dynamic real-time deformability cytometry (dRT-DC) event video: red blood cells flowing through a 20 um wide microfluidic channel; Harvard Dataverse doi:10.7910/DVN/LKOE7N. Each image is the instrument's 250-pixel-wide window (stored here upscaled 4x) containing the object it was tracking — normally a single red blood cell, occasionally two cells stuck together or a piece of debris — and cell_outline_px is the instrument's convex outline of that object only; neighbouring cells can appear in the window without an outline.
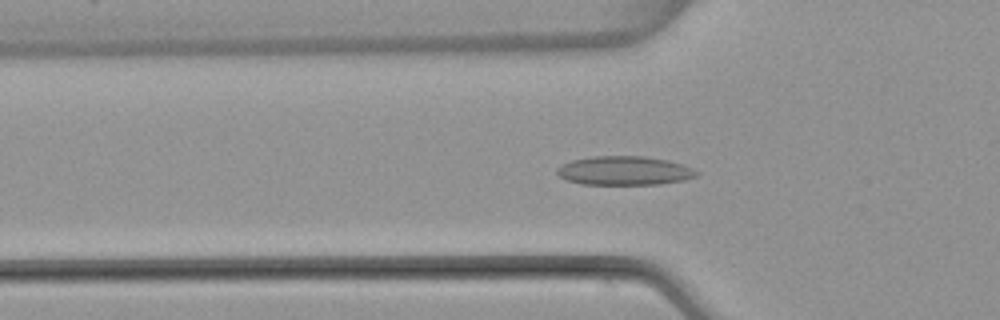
{"species": "common noctule bat (a hibernating species)", "species_latin": "Nyctalus noctula", "temperature_condition": "warm", "stored_images_in_passage": 50, "camera_frame_rate_fps": 3000, "um_per_image_px": 0.085, "animal": {"sex": "female", "body_mass_g": 22.7, "forearm_length_mm": 54.2}, "frame": {"image": 1, "passage_image": 16, "time_ms": 5.0, "image_size_px": [1000, 320], "cell_outline_px": [[700, 172], [696, 176], [684, 180], [660, 184], [580, 184], [568, 180], [560, 176], [556, 172], [556, 168], [572, 160], [592, 156], [644, 156], [668, 160], [692, 168]], "centroid_in_image_um": [53.08, 14.5], "position_along_channel_um": 72.7, "area_um2": 23.41}}
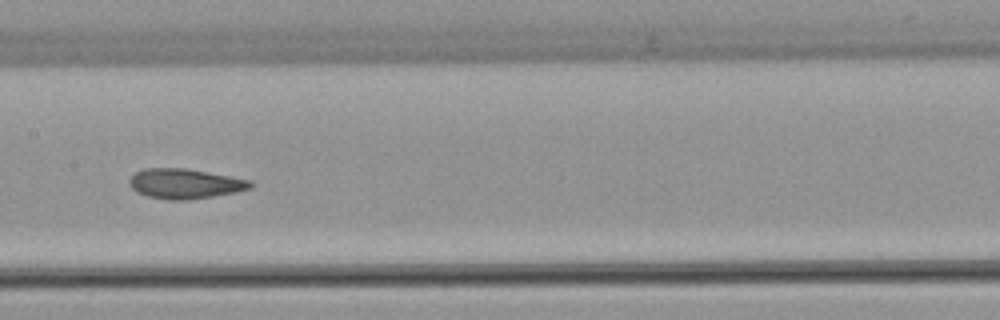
{"frame": {"image": 2, "passage_image": 25, "time_ms": 8.0, "image_size_px": [1000, 320], "cell_outline_px": [[252, 188], [236, 192], [188, 200], [168, 200], [148, 196], [136, 192], [128, 184], [128, 180], [136, 172], [144, 168], [184, 168], [208, 172], [252, 180]], "centroid_in_image_um": [15.71, 15.61], "position_along_channel_um": 191.7, "area_um2": 21.15}}
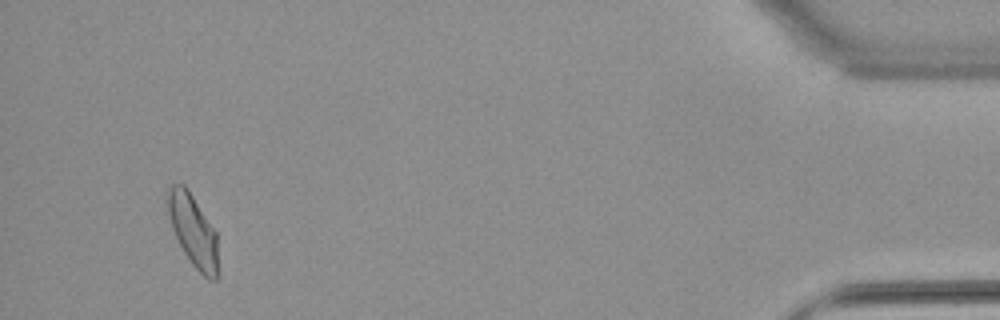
{"frame": {"image": 3, "passage_image": 48, "time_ms": 15.667, "image_size_px": [1000, 320], "cell_outline_px": [[220, 272], [216, 280], [208, 280], [192, 264], [184, 252], [172, 228], [164, 200], [168, 184], [184, 184], [188, 188], [216, 232]], "centroid_in_image_um": [16.41, 19.58], "position_along_channel_um": 418.8, "area_um2": 21.73}, "authors_computed_cell_mechanics": {"area_um2": 21.1259, "velocity_mm_per_s": 3.9424, "shape_relaxation_time_tau1_ms": null, "shape_relaxation_time_tau2_ms": 2.1285, "deformation_change_tau1": null, "deformation_change_tau2": 0.0707}}